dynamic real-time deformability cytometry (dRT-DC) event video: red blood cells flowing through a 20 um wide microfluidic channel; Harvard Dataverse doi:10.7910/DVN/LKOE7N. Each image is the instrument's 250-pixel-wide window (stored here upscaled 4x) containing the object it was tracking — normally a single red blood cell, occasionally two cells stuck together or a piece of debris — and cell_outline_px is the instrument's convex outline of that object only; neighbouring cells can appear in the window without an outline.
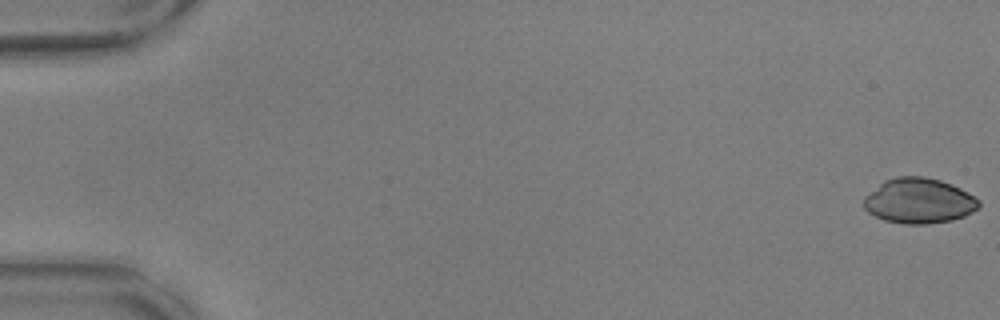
{"species": "common noctule bat (a hibernating species)", "species_latin": "Nyctalus noctula", "temperature_condition": "warm", "stored_images_in_passage": 8, "camera_frame_rate_fps": 3000, "um_per_image_px": 0.085, "animal": {"sex": "male", "body_mass_g": 17.9, "forearm_length_mm": 54.2}, "frame": {"image": 1, "passage_image": 1, "time_ms": 0.0, "image_size_px": [1000, 320], "cell_outline_px": [[980, 204], [972, 212], [964, 216], [952, 220], [928, 224], [904, 224], [884, 220], [868, 212], [864, 208], [864, 196], [884, 180], [896, 176], [924, 176], [940, 180], [952, 184], [976, 196], [980, 200]], "centroid_in_image_um": [78.11, 17.06], "position_along_channel_um": 6.9, "area_um2": 30.52}}